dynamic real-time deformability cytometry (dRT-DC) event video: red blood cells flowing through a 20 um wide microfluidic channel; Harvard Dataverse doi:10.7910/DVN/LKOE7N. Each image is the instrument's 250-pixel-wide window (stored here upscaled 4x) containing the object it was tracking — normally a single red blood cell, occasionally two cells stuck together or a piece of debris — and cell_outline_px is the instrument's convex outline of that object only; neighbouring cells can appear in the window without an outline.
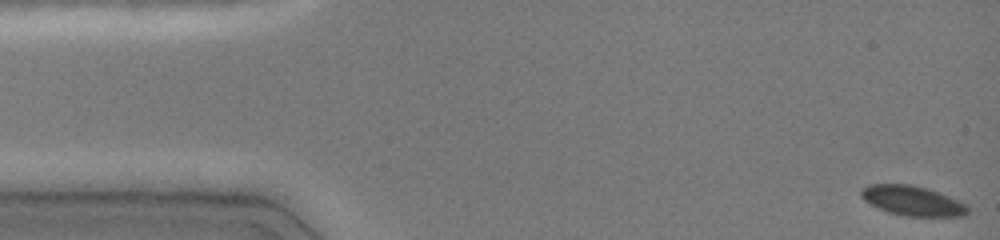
{"species": "common noctule bat (a hibernating species)", "species_latin": "Nyctalus noctula", "temperature_condition": "cold", "stored_images_in_passage": 47, "camera_frame_rate_fps": 3000, "um_per_image_px": 0.085, "animal": {"sex": "female", "body_mass_g": 19.0, "forearm_length_mm": 51.5}, "frame": {"image": 1, "passage_image": 1, "time_ms": 0.0, "image_size_px": [1000, 240], "cell_outline_px": [[968, 212], [964, 216], [904, 216], [888, 212], [876, 208], [864, 200], [860, 196], [860, 192], [868, 184], [908, 184], [928, 188], [968, 204]], "centroid_in_image_um": [77.55, 17.06], "position_along_channel_um": 7.5, "area_um2": 18.61}}
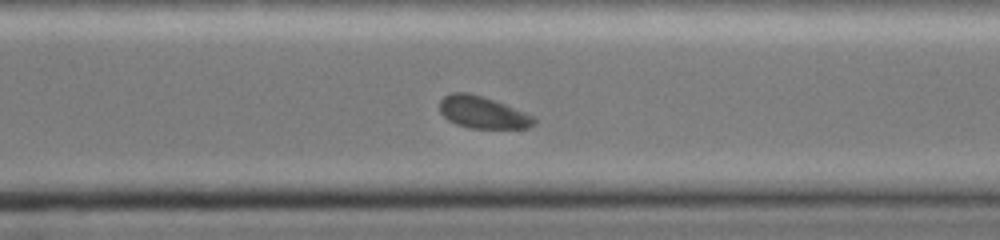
{"frame": {"image": 2, "passage_image": 34, "time_ms": 11.0, "image_size_px": [1000, 240], "cell_outline_px": [[536, 124], [528, 128], [468, 128], [456, 124], [448, 120], [440, 112], [440, 100], [444, 96], [452, 92], [468, 92], [504, 104], [524, 112], [532, 116], [536, 120]], "centroid_in_image_um": [41.0, 9.56], "position_along_channel_um": 329.6, "area_um2": 17.46}}
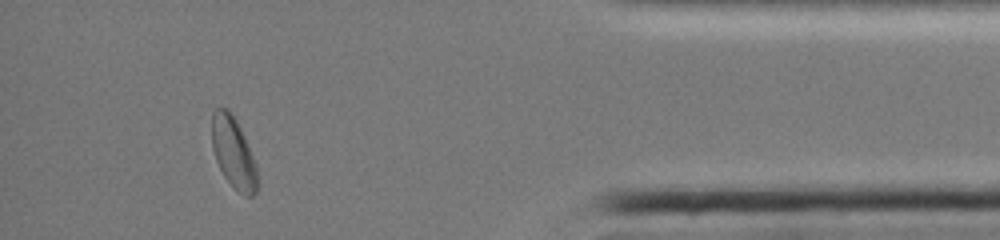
{"frame": {"image": 3, "passage_image": 43, "time_ms": 14.0, "image_size_px": [1000, 240], "cell_outline_px": [[260, 184], [256, 192], [252, 196], [244, 196], [224, 176], [216, 160], [212, 148], [212, 112], [216, 108], [228, 108], [236, 120], [244, 136], [252, 156], [256, 168]], "centroid_in_image_um": [19.85, 12.98], "position_along_channel_um": 415.4, "area_um2": 18.67}, "authors_computed_cell_mechanics": {"area_um2": 18.6694, "velocity_mm_per_s": 3.9892, "shape_relaxation_time_tau1_ms": 1.1147, "shape_relaxation_time_tau2_ms": null, "deformation_change_tau1": 0.0387, "deformation_change_tau2": null}}